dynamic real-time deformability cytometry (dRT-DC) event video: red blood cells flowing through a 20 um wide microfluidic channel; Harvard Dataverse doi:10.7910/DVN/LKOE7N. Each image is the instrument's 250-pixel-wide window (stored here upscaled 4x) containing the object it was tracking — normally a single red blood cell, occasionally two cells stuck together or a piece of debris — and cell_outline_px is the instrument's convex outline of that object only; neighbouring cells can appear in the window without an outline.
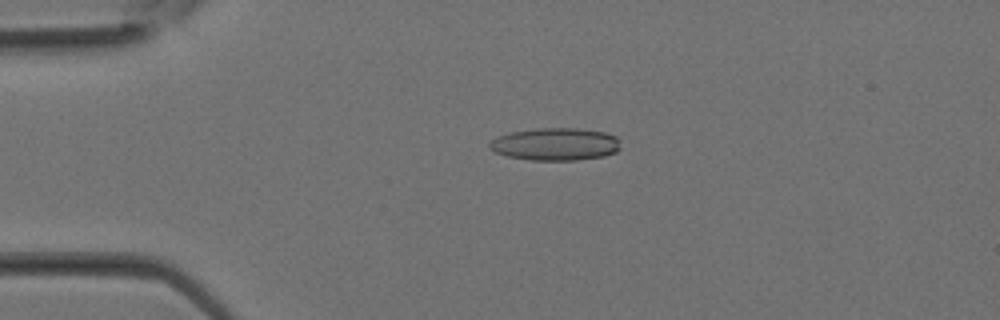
{"species": "Egyptian fruit bat (a non-hibernating species)", "species_latin": "Rousettus aegyptiacus", "temperature_condition": "room temperature", "stored_images_in_passage": 31, "camera_frame_rate_fps": 3000, "um_per_image_px": 0.085, "animal": {"sex": "female"}, "frame": {"image": 1, "passage_image": 6, "time_ms": 1.667, "image_size_px": [1000, 320], "cell_outline_px": [[620, 148], [616, 152], [604, 156], [576, 160], [532, 160], [508, 156], [496, 152], [488, 148], [488, 144], [496, 136], [512, 132], [540, 128], [576, 128], [604, 132], [616, 136], [620, 140]], "centroid_in_image_um": [47.22, 12.25], "position_along_channel_um": 37.8, "area_um2": 24.85}}
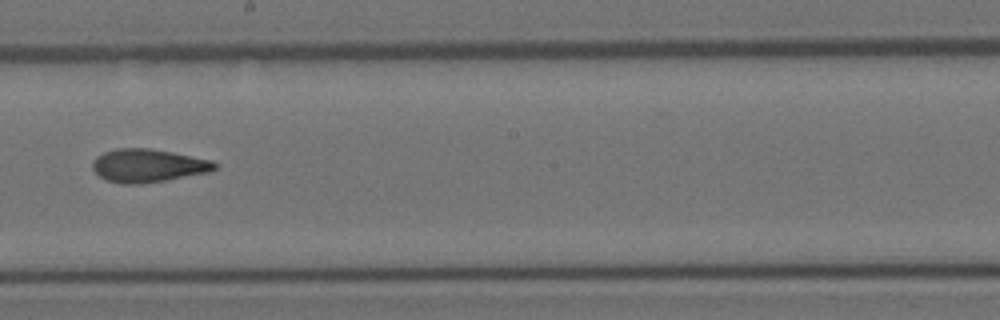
{"frame": {"image": 2, "passage_image": 17, "time_ms": 5.333, "image_size_px": [1000, 320], "cell_outline_px": [[220, 164], [216, 168], [208, 172], [164, 180], [140, 184], [120, 184], [104, 180], [92, 168], [92, 160], [96, 156], [104, 152], [116, 148], [148, 148], [172, 152], [212, 160]], "centroid_in_image_um": [12.55, 14.07], "position_along_channel_um": 235.6, "area_um2": 23.7}}
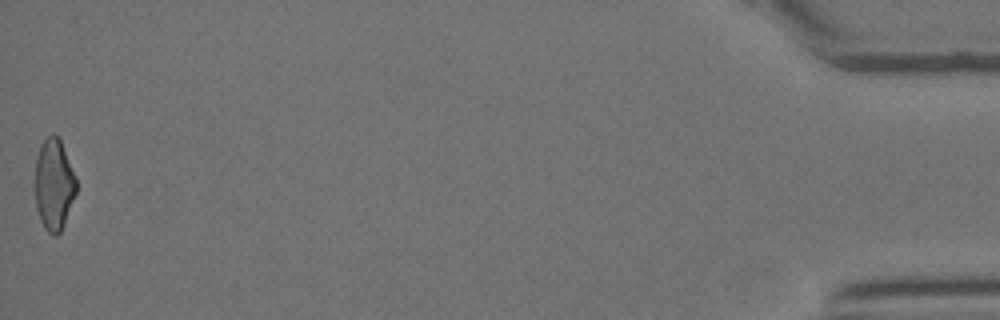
{"frame": {"image": 3, "passage_image": 31, "time_ms": 10.0, "image_size_px": [1000, 320], "cell_outline_px": [[76, 192], [64, 224], [60, 232], [56, 236], [52, 236], [44, 228], [40, 220], [36, 208], [32, 188], [36, 156], [40, 144], [52, 132], [60, 140], [76, 176]], "centroid_in_image_um": [4.53, 15.69], "position_along_channel_um": 430.7, "area_um2": 22.6}}